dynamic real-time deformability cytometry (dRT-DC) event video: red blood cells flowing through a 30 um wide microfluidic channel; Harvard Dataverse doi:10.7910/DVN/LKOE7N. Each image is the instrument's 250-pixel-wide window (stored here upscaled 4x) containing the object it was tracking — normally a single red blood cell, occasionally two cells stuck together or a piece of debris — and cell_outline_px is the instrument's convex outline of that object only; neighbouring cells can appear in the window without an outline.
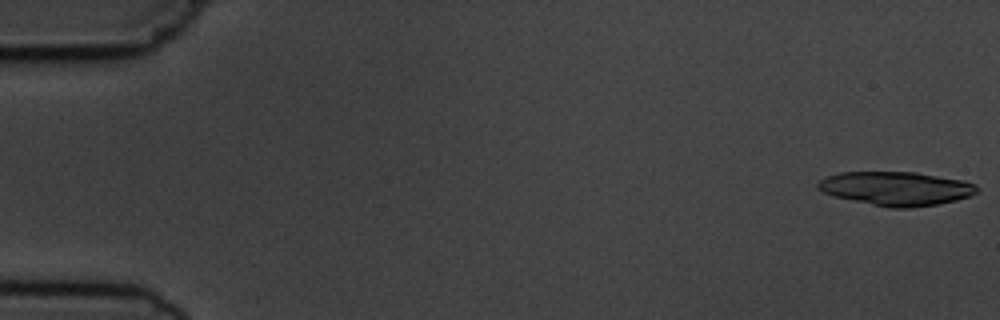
{"species": "common noctule bat (a hibernating species)", "species_latin": "Nyctalus noctula", "temperature_condition": "cold", "stored_images_in_passage": 5, "camera_frame_rate_fps": 3000, "um_per_image_px": 0.085, "animal": {"sex": "male", "body_mass_g": 19.5, "forearm_length_mm": 54.6}, "frame": {"image": 1, "passage_image": 1, "time_ms": 0.0, "image_size_px": [1000, 320], "cell_outline_px": [[980, 192], [972, 196], [956, 200], [936, 204], [912, 208], [892, 208], [872, 204], [836, 196], [824, 192], [816, 188], [816, 184], [820, 180], [828, 176], [840, 172], [916, 172], [964, 180], [976, 184], [980, 188]], "centroid_in_image_um": [76.25, 16.02], "position_along_channel_um": 8.8, "area_um2": 31.39}}